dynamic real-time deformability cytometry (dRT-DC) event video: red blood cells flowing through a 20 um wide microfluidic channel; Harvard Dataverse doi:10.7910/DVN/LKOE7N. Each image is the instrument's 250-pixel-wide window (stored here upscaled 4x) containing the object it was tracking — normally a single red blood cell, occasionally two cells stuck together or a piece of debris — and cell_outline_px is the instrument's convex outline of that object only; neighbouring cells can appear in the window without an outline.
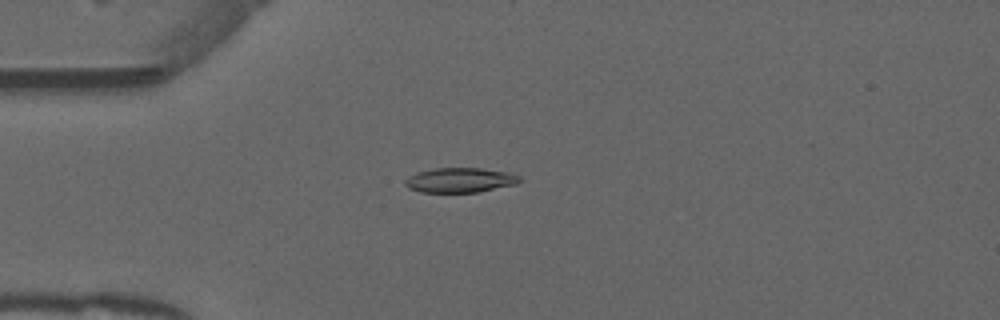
{"species": "common noctule bat (a hibernating species)", "species_latin": "Nyctalus noctula", "temperature_condition": "warm", "stored_images_in_passage": 52, "camera_frame_rate_fps": 3000, "um_per_image_px": 0.085, "animal": {"sex": "male", "forearm_length_mm": 52.5}, "frame": {"image": 1, "passage_image": 14, "time_ms": 4.333, "image_size_px": [1000, 320], "cell_outline_px": [[520, 180], [516, 184], [476, 192], [420, 192], [408, 188], [404, 184], [404, 180], [408, 176], [416, 172], [436, 168], [480, 168], [508, 172], [520, 176]], "centroid_in_image_um": [39.05, 15.3], "position_along_channel_um": 45.9, "area_um2": 16.47}}
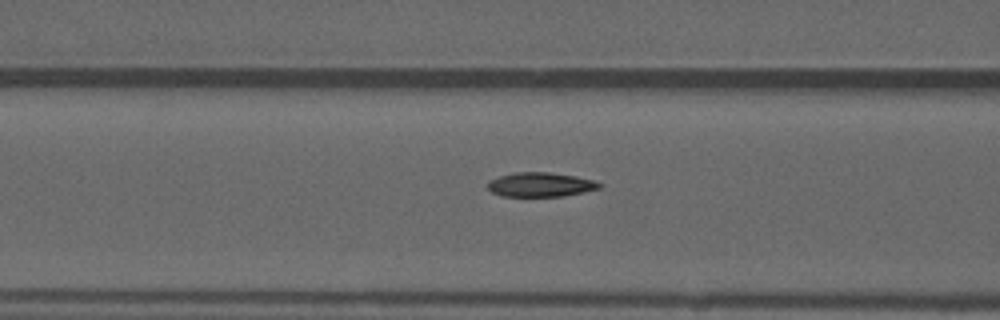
{"frame": {"image": 2, "passage_image": 21, "time_ms": 6.667, "image_size_px": [1000, 320], "cell_outline_px": [[604, 184], [600, 188], [584, 192], [564, 196], [504, 196], [492, 192], [488, 188], [488, 180], [500, 176], [516, 172], [548, 172], [576, 176], [596, 180]], "centroid_in_image_um": [45.99, 15.69], "position_along_channel_um": 120.6, "area_um2": 15.9}}
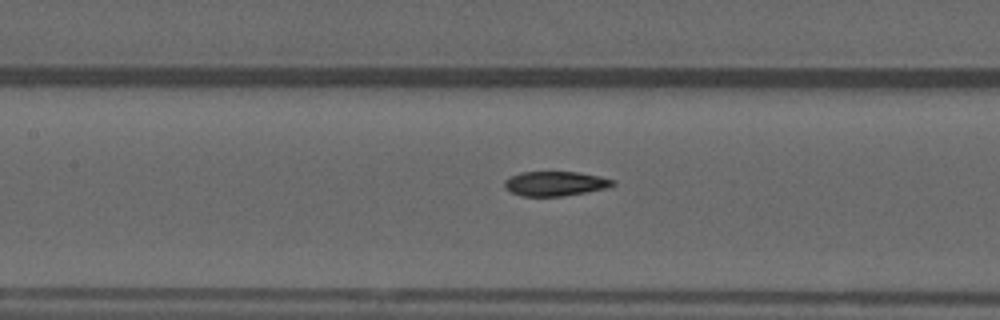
{"frame": {"image": 3, "passage_image": 24, "time_ms": 7.667, "image_size_px": [1000, 320], "cell_outline_px": [[616, 184], [608, 188], [588, 192], [564, 196], [520, 196], [504, 188], [504, 180], [520, 172], [576, 172], [600, 176], [616, 180]], "centroid_in_image_um": [47.22, 15.61], "position_along_channel_um": 160.2, "area_um2": 15.66}, "authors_computed_cell_mechanics": {"area_um2": 16.3285, "velocity_mm_per_s": 3.9432, "shape_relaxation_time_tau1_ms": null, "shape_relaxation_time_tau2_ms": 1.6474, "deformation_change_tau1": null, "deformation_change_tau2": 0.0673}}